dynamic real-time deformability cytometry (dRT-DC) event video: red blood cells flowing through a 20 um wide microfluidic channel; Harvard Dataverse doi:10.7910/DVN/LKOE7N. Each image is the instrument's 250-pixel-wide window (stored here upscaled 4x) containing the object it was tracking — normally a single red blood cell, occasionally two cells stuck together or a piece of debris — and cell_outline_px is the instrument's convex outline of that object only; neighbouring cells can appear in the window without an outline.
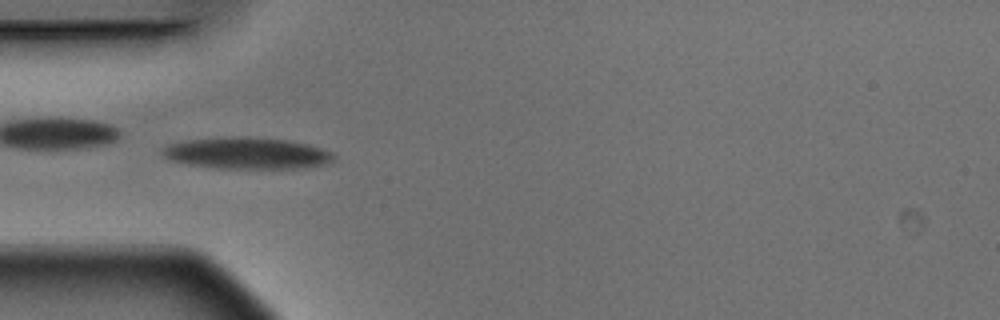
{"species": "Egyptian fruit bat (a non-hibernating species)", "species_latin": "Rousettus aegyptiacus", "temperature_condition": "warm", "stored_images_in_passage": 6, "camera_frame_rate_fps": 3000, "um_per_image_px": 0.085, "animal": {"sex": "male"}, "frame": {"image": 1, "passage_image": 3, "time_ms": 0.667, "image_size_px": [1000, 320], "cell_outline_px": [[336, 160], [328, 164], [300, 168], [212, 168], [188, 164], [168, 160], [160, 152], [168, 144], [188, 140], [232, 136], [248, 136], [288, 140], [308, 144], [332, 152], [336, 156]], "centroid_in_image_um": [21.01, 13.02], "position_along_channel_um": 64.0, "area_um2": 31.79}}
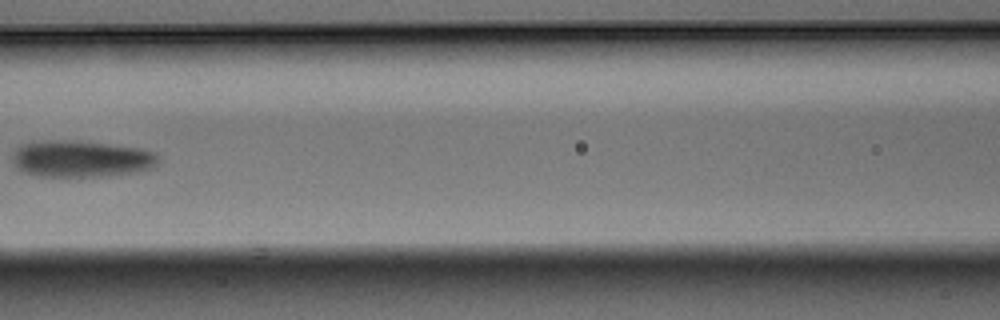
{"frame": {"image": 2, "passage_image": 5, "time_ms": 1.333, "image_size_px": [1000, 320], "cell_outline_px": [[160, 160], [156, 168], [136, 172], [100, 176], [40, 176], [20, 172], [16, 168], [12, 160], [12, 156], [16, 148], [20, 144], [56, 140], [64, 140], [104, 144], [140, 148], [156, 152], [160, 156]], "centroid_in_image_um": [6.92, 13.51], "position_along_channel_um": 159.7, "area_um2": 31.21}}
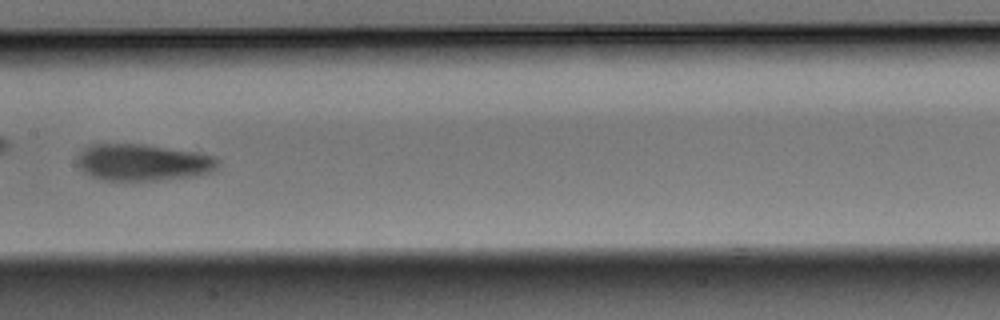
{"frame": {"image": 3, "passage_image": 6, "time_ms": 1.667, "image_size_px": [1000, 320], "cell_outline_px": [[220, 164], [212, 172], [196, 176], [160, 180], [104, 180], [92, 176], [84, 172], [76, 164], [84, 148], [92, 144], [140, 144], [192, 152], [216, 156], [220, 160]], "centroid_in_image_um": [12.18, 13.82], "position_along_channel_um": 195.2, "area_um2": 29.88}}